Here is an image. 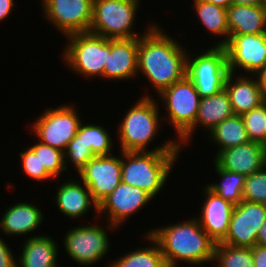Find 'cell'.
Segmentation results:
<instances>
[{
  "mask_svg": "<svg viewBox=\"0 0 266 267\" xmlns=\"http://www.w3.org/2000/svg\"><path fill=\"white\" fill-rule=\"evenodd\" d=\"M162 29L155 23L139 37L138 47L137 73L146 76L158 95L186 76L188 54L187 47Z\"/></svg>",
  "mask_w": 266,
  "mask_h": 267,
  "instance_id": "obj_1",
  "label": "cell"
},
{
  "mask_svg": "<svg viewBox=\"0 0 266 267\" xmlns=\"http://www.w3.org/2000/svg\"><path fill=\"white\" fill-rule=\"evenodd\" d=\"M146 233L159 244L168 267H178L179 262L204 267V262H213L216 242L202 229L195 217L157 226Z\"/></svg>",
  "mask_w": 266,
  "mask_h": 267,
  "instance_id": "obj_2",
  "label": "cell"
},
{
  "mask_svg": "<svg viewBox=\"0 0 266 267\" xmlns=\"http://www.w3.org/2000/svg\"><path fill=\"white\" fill-rule=\"evenodd\" d=\"M143 96L135 104L131 105L127 113L119 122L117 137L120 147L118 151H158V152H181L176 138L163 141L161 145L149 149L150 142L154 140L161 130V108L158 100L153 95ZM148 147V148H147Z\"/></svg>",
  "mask_w": 266,
  "mask_h": 267,
  "instance_id": "obj_3",
  "label": "cell"
},
{
  "mask_svg": "<svg viewBox=\"0 0 266 267\" xmlns=\"http://www.w3.org/2000/svg\"><path fill=\"white\" fill-rule=\"evenodd\" d=\"M181 152L121 151V181L138 187L153 199L167 185Z\"/></svg>",
  "mask_w": 266,
  "mask_h": 267,
  "instance_id": "obj_4",
  "label": "cell"
},
{
  "mask_svg": "<svg viewBox=\"0 0 266 267\" xmlns=\"http://www.w3.org/2000/svg\"><path fill=\"white\" fill-rule=\"evenodd\" d=\"M140 2L141 0H93L89 32L107 39L141 37L156 22L146 24L143 33L134 31Z\"/></svg>",
  "mask_w": 266,
  "mask_h": 267,
  "instance_id": "obj_5",
  "label": "cell"
},
{
  "mask_svg": "<svg viewBox=\"0 0 266 267\" xmlns=\"http://www.w3.org/2000/svg\"><path fill=\"white\" fill-rule=\"evenodd\" d=\"M62 63L82 78H103L107 63V38L90 32L65 36Z\"/></svg>",
  "mask_w": 266,
  "mask_h": 267,
  "instance_id": "obj_6",
  "label": "cell"
},
{
  "mask_svg": "<svg viewBox=\"0 0 266 267\" xmlns=\"http://www.w3.org/2000/svg\"><path fill=\"white\" fill-rule=\"evenodd\" d=\"M209 47L201 50L202 52H196V55L190 50L187 54L186 76L195 85L201 98L210 97L223 90L230 73L224 46Z\"/></svg>",
  "mask_w": 266,
  "mask_h": 267,
  "instance_id": "obj_7",
  "label": "cell"
},
{
  "mask_svg": "<svg viewBox=\"0 0 266 267\" xmlns=\"http://www.w3.org/2000/svg\"><path fill=\"white\" fill-rule=\"evenodd\" d=\"M107 225H106V224ZM89 224L75 226L72 229H67L63 237L64 252L68 253V257L74 260L79 266H93L94 264L102 261L109 253L110 237L108 230L113 228L114 232L117 227L104 222L105 226ZM106 228V230H105ZM93 264V265H92Z\"/></svg>",
  "mask_w": 266,
  "mask_h": 267,
  "instance_id": "obj_8",
  "label": "cell"
},
{
  "mask_svg": "<svg viewBox=\"0 0 266 267\" xmlns=\"http://www.w3.org/2000/svg\"><path fill=\"white\" fill-rule=\"evenodd\" d=\"M158 96L166 111L164 113L167 123L172 125L178 141L194 125L201 97L187 76L163 90Z\"/></svg>",
  "mask_w": 266,
  "mask_h": 267,
  "instance_id": "obj_9",
  "label": "cell"
},
{
  "mask_svg": "<svg viewBox=\"0 0 266 267\" xmlns=\"http://www.w3.org/2000/svg\"><path fill=\"white\" fill-rule=\"evenodd\" d=\"M75 106L61 104L56 108L49 107L42 111L41 115L31 122V130L36 139L64 152L82 123Z\"/></svg>",
  "mask_w": 266,
  "mask_h": 267,
  "instance_id": "obj_10",
  "label": "cell"
},
{
  "mask_svg": "<svg viewBox=\"0 0 266 267\" xmlns=\"http://www.w3.org/2000/svg\"><path fill=\"white\" fill-rule=\"evenodd\" d=\"M41 12L65 36L89 32L93 0H40Z\"/></svg>",
  "mask_w": 266,
  "mask_h": 267,
  "instance_id": "obj_11",
  "label": "cell"
},
{
  "mask_svg": "<svg viewBox=\"0 0 266 267\" xmlns=\"http://www.w3.org/2000/svg\"><path fill=\"white\" fill-rule=\"evenodd\" d=\"M224 48L230 73L256 75L266 67V33L229 35Z\"/></svg>",
  "mask_w": 266,
  "mask_h": 267,
  "instance_id": "obj_12",
  "label": "cell"
},
{
  "mask_svg": "<svg viewBox=\"0 0 266 267\" xmlns=\"http://www.w3.org/2000/svg\"><path fill=\"white\" fill-rule=\"evenodd\" d=\"M152 200L153 198L144 190L121 181L98 205V217H103L107 223L118 229L126 224L129 217H133V214L139 212L138 210L144 209V206Z\"/></svg>",
  "mask_w": 266,
  "mask_h": 267,
  "instance_id": "obj_13",
  "label": "cell"
},
{
  "mask_svg": "<svg viewBox=\"0 0 266 267\" xmlns=\"http://www.w3.org/2000/svg\"><path fill=\"white\" fill-rule=\"evenodd\" d=\"M118 157L95 156L79 172L78 177L87 186L92 199L99 205L121 182V151Z\"/></svg>",
  "mask_w": 266,
  "mask_h": 267,
  "instance_id": "obj_14",
  "label": "cell"
},
{
  "mask_svg": "<svg viewBox=\"0 0 266 267\" xmlns=\"http://www.w3.org/2000/svg\"><path fill=\"white\" fill-rule=\"evenodd\" d=\"M266 220V205L241 201L234 206L229 231L221 242L235 247H250L256 245L257 235Z\"/></svg>",
  "mask_w": 266,
  "mask_h": 267,
  "instance_id": "obj_15",
  "label": "cell"
},
{
  "mask_svg": "<svg viewBox=\"0 0 266 267\" xmlns=\"http://www.w3.org/2000/svg\"><path fill=\"white\" fill-rule=\"evenodd\" d=\"M139 37L107 39V63L103 79L124 81L137 77Z\"/></svg>",
  "mask_w": 266,
  "mask_h": 267,
  "instance_id": "obj_16",
  "label": "cell"
},
{
  "mask_svg": "<svg viewBox=\"0 0 266 267\" xmlns=\"http://www.w3.org/2000/svg\"><path fill=\"white\" fill-rule=\"evenodd\" d=\"M204 198L200 216L195 217L202 229L216 242H222L228 234L234 206L206 185L202 189Z\"/></svg>",
  "mask_w": 266,
  "mask_h": 267,
  "instance_id": "obj_17",
  "label": "cell"
},
{
  "mask_svg": "<svg viewBox=\"0 0 266 267\" xmlns=\"http://www.w3.org/2000/svg\"><path fill=\"white\" fill-rule=\"evenodd\" d=\"M213 159L220 168L249 176L266 166V151L260 143L249 141L220 151Z\"/></svg>",
  "mask_w": 266,
  "mask_h": 267,
  "instance_id": "obj_18",
  "label": "cell"
},
{
  "mask_svg": "<svg viewBox=\"0 0 266 267\" xmlns=\"http://www.w3.org/2000/svg\"><path fill=\"white\" fill-rule=\"evenodd\" d=\"M233 115L230 99L225 88L210 97L201 98L195 123L177 141L178 146L184 150L190 141H192L191 138H193V134L195 135V132L199 129L198 127L206 130L207 134L223 120Z\"/></svg>",
  "mask_w": 266,
  "mask_h": 267,
  "instance_id": "obj_19",
  "label": "cell"
},
{
  "mask_svg": "<svg viewBox=\"0 0 266 267\" xmlns=\"http://www.w3.org/2000/svg\"><path fill=\"white\" fill-rule=\"evenodd\" d=\"M70 179V180H69ZM61 184H57V191L54 197V203L63 216L71 219L82 218L87 215L91 208L98 217V204L92 199L87 186L78 178L73 180L69 177Z\"/></svg>",
  "mask_w": 266,
  "mask_h": 267,
  "instance_id": "obj_20",
  "label": "cell"
},
{
  "mask_svg": "<svg viewBox=\"0 0 266 267\" xmlns=\"http://www.w3.org/2000/svg\"><path fill=\"white\" fill-rule=\"evenodd\" d=\"M6 208L0 219V231L7 237L8 235L9 237L25 236L24 239L33 237L32 232H38V228L44 222L45 214L33 203L19 201ZM26 234H29V237Z\"/></svg>",
  "mask_w": 266,
  "mask_h": 267,
  "instance_id": "obj_21",
  "label": "cell"
},
{
  "mask_svg": "<svg viewBox=\"0 0 266 267\" xmlns=\"http://www.w3.org/2000/svg\"><path fill=\"white\" fill-rule=\"evenodd\" d=\"M229 73L225 82L234 115H242L266 101L255 75ZM242 74V75H241Z\"/></svg>",
  "mask_w": 266,
  "mask_h": 267,
  "instance_id": "obj_22",
  "label": "cell"
},
{
  "mask_svg": "<svg viewBox=\"0 0 266 267\" xmlns=\"http://www.w3.org/2000/svg\"><path fill=\"white\" fill-rule=\"evenodd\" d=\"M23 240L17 267H60L57 262L59 245L51 235H33Z\"/></svg>",
  "mask_w": 266,
  "mask_h": 267,
  "instance_id": "obj_23",
  "label": "cell"
},
{
  "mask_svg": "<svg viewBox=\"0 0 266 267\" xmlns=\"http://www.w3.org/2000/svg\"><path fill=\"white\" fill-rule=\"evenodd\" d=\"M227 18L229 35L266 33V13L262 6L231 4Z\"/></svg>",
  "mask_w": 266,
  "mask_h": 267,
  "instance_id": "obj_24",
  "label": "cell"
},
{
  "mask_svg": "<svg viewBox=\"0 0 266 267\" xmlns=\"http://www.w3.org/2000/svg\"><path fill=\"white\" fill-rule=\"evenodd\" d=\"M193 3V10L200 24L211 33L210 35L221 37L214 46H224L229 40L227 9L200 0H193Z\"/></svg>",
  "mask_w": 266,
  "mask_h": 267,
  "instance_id": "obj_25",
  "label": "cell"
},
{
  "mask_svg": "<svg viewBox=\"0 0 266 267\" xmlns=\"http://www.w3.org/2000/svg\"><path fill=\"white\" fill-rule=\"evenodd\" d=\"M144 237L150 245L122 254V257L109 262L107 267H168L157 241L149 233Z\"/></svg>",
  "mask_w": 266,
  "mask_h": 267,
  "instance_id": "obj_26",
  "label": "cell"
},
{
  "mask_svg": "<svg viewBox=\"0 0 266 267\" xmlns=\"http://www.w3.org/2000/svg\"><path fill=\"white\" fill-rule=\"evenodd\" d=\"M207 136L212 144L214 143L215 146H218L215 154L250 141L241 115H233L226 118L212 129Z\"/></svg>",
  "mask_w": 266,
  "mask_h": 267,
  "instance_id": "obj_27",
  "label": "cell"
},
{
  "mask_svg": "<svg viewBox=\"0 0 266 267\" xmlns=\"http://www.w3.org/2000/svg\"><path fill=\"white\" fill-rule=\"evenodd\" d=\"M213 166L215 168V173L220 177V181L219 183L214 182L206 186L224 200L235 206L238 205L243 201V189L246 176L220 168L214 161Z\"/></svg>",
  "mask_w": 266,
  "mask_h": 267,
  "instance_id": "obj_28",
  "label": "cell"
},
{
  "mask_svg": "<svg viewBox=\"0 0 266 267\" xmlns=\"http://www.w3.org/2000/svg\"><path fill=\"white\" fill-rule=\"evenodd\" d=\"M103 125L81 123L77 135L82 137L83 142L95 156L112 155L114 145L112 134ZM113 151V152H112Z\"/></svg>",
  "mask_w": 266,
  "mask_h": 267,
  "instance_id": "obj_29",
  "label": "cell"
},
{
  "mask_svg": "<svg viewBox=\"0 0 266 267\" xmlns=\"http://www.w3.org/2000/svg\"><path fill=\"white\" fill-rule=\"evenodd\" d=\"M212 263L216 267H254L252 249L216 243Z\"/></svg>",
  "mask_w": 266,
  "mask_h": 267,
  "instance_id": "obj_30",
  "label": "cell"
},
{
  "mask_svg": "<svg viewBox=\"0 0 266 267\" xmlns=\"http://www.w3.org/2000/svg\"><path fill=\"white\" fill-rule=\"evenodd\" d=\"M35 144L29 146L41 161L46 171L55 179H58L61 174H68L64 165V152L50 145L43 144L41 142H34ZM58 177V178H57Z\"/></svg>",
  "mask_w": 266,
  "mask_h": 267,
  "instance_id": "obj_31",
  "label": "cell"
},
{
  "mask_svg": "<svg viewBox=\"0 0 266 267\" xmlns=\"http://www.w3.org/2000/svg\"><path fill=\"white\" fill-rule=\"evenodd\" d=\"M95 155L83 142L82 137L77 134L70 140L64 151V165L68 173L70 164H73L75 175L92 159Z\"/></svg>",
  "mask_w": 266,
  "mask_h": 267,
  "instance_id": "obj_32",
  "label": "cell"
},
{
  "mask_svg": "<svg viewBox=\"0 0 266 267\" xmlns=\"http://www.w3.org/2000/svg\"><path fill=\"white\" fill-rule=\"evenodd\" d=\"M241 117L249 140L261 143L266 135V101Z\"/></svg>",
  "mask_w": 266,
  "mask_h": 267,
  "instance_id": "obj_33",
  "label": "cell"
},
{
  "mask_svg": "<svg viewBox=\"0 0 266 267\" xmlns=\"http://www.w3.org/2000/svg\"><path fill=\"white\" fill-rule=\"evenodd\" d=\"M243 200L266 205V166L246 176Z\"/></svg>",
  "mask_w": 266,
  "mask_h": 267,
  "instance_id": "obj_34",
  "label": "cell"
},
{
  "mask_svg": "<svg viewBox=\"0 0 266 267\" xmlns=\"http://www.w3.org/2000/svg\"><path fill=\"white\" fill-rule=\"evenodd\" d=\"M20 156L22 172L25 173V176L28 178L43 182L46 180H55L45 169L44 165H41L39 156L30 148H26L25 151L18 153Z\"/></svg>",
  "mask_w": 266,
  "mask_h": 267,
  "instance_id": "obj_35",
  "label": "cell"
},
{
  "mask_svg": "<svg viewBox=\"0 0 266 267\" xmlns=\"http://www.w3.org/2000/svg\"><path fill=\"white\" fill-rule=\"evenodd\" d=\"M4 238L0 236V267H17V258Z\"/></svg>",
  "mask_w": 266,
  "mask_h": 267,
  "instance_id": "obj_36",
  "label": "cell"
},
{
  "mask_svg": "<svg viewBox=\"0 0 266 267\" xmlns=\"http://www.w3.org/2000/svg\"><path fill=\"white\" fill-rule=\"evenodd\" d=\"M251 249L254 267H266V247L254 245Z\"/></svg>",
  "mask_w": 266,
  "mask_h": 267,
  "instance_id": "obj_37",
  "label": "cell"
},
{
  "mask_svg": "<svg viewBox=\"0 0 266 267\" xmlns=\"http://www.w3.org/2000/svg\"><path fill=\"white\" fill-rule=\"evenodd\" d=\"M16 0H0V22L4 21L13 12Z\"/></svg>",
  "mask_w": 266,
  "mask_h": 267,
  "instance_id": "obj_38",
  "label": "cell"
},
{
  "mask_svg": "<svg viewBox=\"0 0 266 267\" xmlns=\"http://www.w3.org/2000/svg\"><path fill=\"white\" fill-rule=\"evenodd\" d=\"M255 76L258 80L261 92L266 98V67L263 70L259 71Z\"/></svg>",
  "mask_w": 266,
  "mask_h": 267,
  "instance_id": "obj_39",
  "label": "cell"
},
{
  "mask_svg": "<svg viewBox=\"0 0 266 267\" xmlns=\"http://www.w3.org/2000/svg\"><path fill=\"white\" fill-rule=\"evenodd\" d=\"M256 245L266 247V220L259 229Z\"/></svg>",
  "mask_w": 266,
  "mask_h": 267,
  "instance_id": "obj_40",
  "label": "cell"
},
{
  "mask_svg": "<svg viewBox=\"0 0 266 267\" xmlns=\"http://www.w3.org/2000/svg\"><path fill=\"white\" fill-rule=\"evenodd\" d=\"M233 5H256L262 6L263 0H232Z\"/></svg>",
  "mask_w": 266,
  "mask_h": 267,
  "instance_id": "obj_41",
  "label": "cell"
},
{
  "mask_svg": "<svg viewBox=\"0 0 266 267\" xmlns=\"http://www.w3.org/2000/svg\"><path fill=\"white\" fill-rule=\"evenodd\" d=\"M200 1L212 3L217 6L223 7L224 9H227L232 4V0H200Z\"/></svg>",
  "mask_w": 266,
  "mask_h": 267,
  "instance_id": "obj_42",
  "label": "cell"
},
{
  "mask_svg": "<svg viewBox=\"0 0 266 267\" xmlns=\"http://www.w3.org/2000/svg\"><path fill=\"white\" fill-rule=\"evenodd\" d=\"M260 144L263 147V149L266 151V135H265L263 141Z\"/></svg>",
  "mask_w": 266,
  "mask_h": 267,
  "instance_id": "obj_43",
  "label": "cell"
},
{
  "mask_svg": "<svg viewBox=\"0 0 266 267\" xmlns=\"http://www.w3.org/2000/svg\"><path fill=\"white\" fill-rule=\"evenodd\" d=\"M262 8H263V10L266 13V0H263Z\"/></svg>",
  "mask_w": 266,
  "mask_h": 267,
  "instance_id": "obj_44",
  "label": "cell"
}]
</instances>
